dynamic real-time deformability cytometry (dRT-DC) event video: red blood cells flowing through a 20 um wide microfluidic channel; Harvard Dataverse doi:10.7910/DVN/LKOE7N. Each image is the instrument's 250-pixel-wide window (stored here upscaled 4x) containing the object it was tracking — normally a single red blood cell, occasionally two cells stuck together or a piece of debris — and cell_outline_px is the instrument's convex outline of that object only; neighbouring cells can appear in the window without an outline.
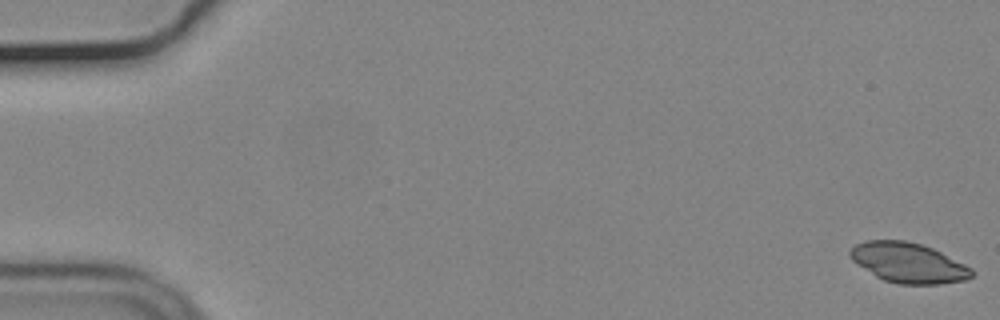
{"species": "common noctule bat (a hibernating species)", "species_latin": "Nyctalus noctula", "temperature_condition": "cold", "stored_images_in_passage": 21, "camera_frame_rate_fps": 3000, "um_per_image_px": 0.085, "animal": {"sex": "male", "body_mass_g": 19.2, "forearm_length_mm": 51.8}, "frame": {"image": 1, "passage_image": 1, "time_ms": 0.0, "image_size_px": [1000, 320], "cell_outline_px": [[976, 272], [972, 276], [964, 280], [940, 284], [900, 284], [884, 280], [876, 276], [852, 260], [848, 252], [856, 244], [868, 240], [904, 240], [920, 244], [932, 248], [972, 268]], "centroid_in_image_um": [77.22, 22.34], "position_along_channel_um": 7.8, "area_um2": 28.09}}